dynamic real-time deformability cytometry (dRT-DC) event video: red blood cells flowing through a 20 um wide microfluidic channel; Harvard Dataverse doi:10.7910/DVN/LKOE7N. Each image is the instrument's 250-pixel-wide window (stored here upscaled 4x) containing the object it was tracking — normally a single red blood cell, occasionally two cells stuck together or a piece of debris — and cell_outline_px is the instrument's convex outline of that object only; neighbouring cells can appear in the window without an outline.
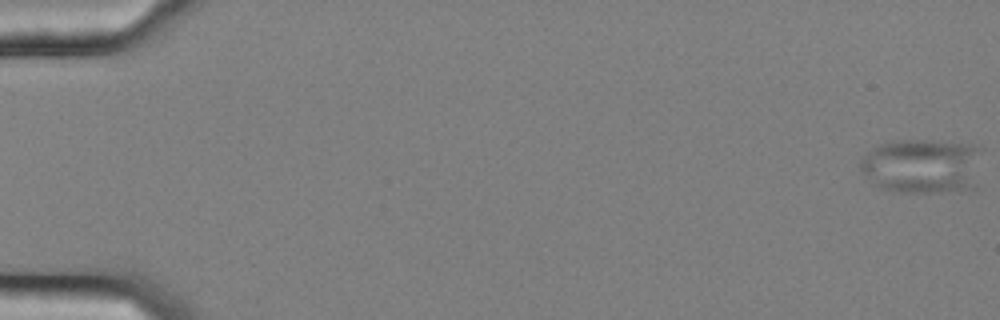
{"species": "common noctule bat (a hibernating species)", "species_latin": "Nyctalus noctula", "temperature_condition": "cold", "stored_images_in_passage": 12, "camera_frame_rate_fps": 3000, "um_per_image_px": 0.085, "animal": {"sex": "female", "body_mass_g": 25.1}, "frame": {"image": 1, "passage_image": 1, "time_ms": 0.0, "image_size_px": [1000, 320], "cell_outline_px": [[984, 148], [968, 188], [940, 192], [900, 192], [880, 188], [872, 184], [860, 168], [860, 160], [872, 148], [880, 144], [892, 140], [928, 140], [980, 144]], "centroid_in_image_um": [78.34, 14.06], "position_along_channel_um": 6.7, "area_um2": 38.73}}